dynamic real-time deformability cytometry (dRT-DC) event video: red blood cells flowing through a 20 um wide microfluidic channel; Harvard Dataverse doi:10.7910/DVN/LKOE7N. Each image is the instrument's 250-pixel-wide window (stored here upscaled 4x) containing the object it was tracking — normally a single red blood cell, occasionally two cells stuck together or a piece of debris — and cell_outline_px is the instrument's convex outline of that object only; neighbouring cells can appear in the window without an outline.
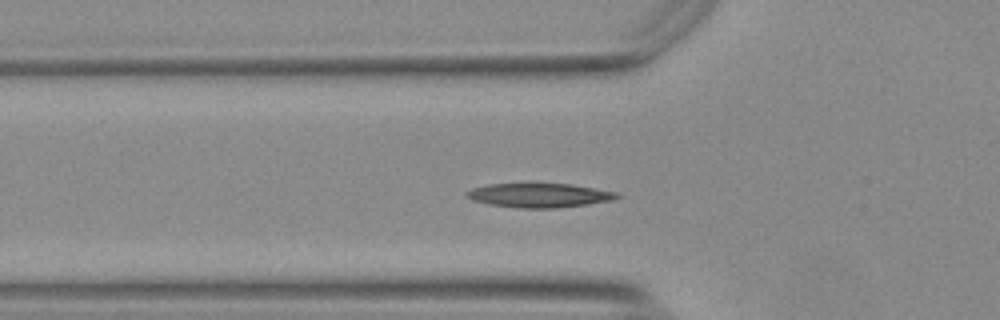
{"species": "Egyptian fruit bat (a non-hibernating species)", "species_latin": "Rousettus aegyptiacus", "temperature_condition": "warm", "stored_images_in_passage": 46, "camera_frame_rate_fps": 3000, "um_per_image_px": 0.085, "animal": {"sex": "female"}, "frame": {"image": 1, "passage_image": 9, "time_ms": 2.667, "image_size_px": [1000, 320], "cell_outline_px": [[620, 196], [612, 200], [588, 204], [556, 208], [516, 208], [488, 204], [472, 200], [464, 196], [464, 192], [472, 188], [488, 184], [572, 184], [616, 192]], "centroid_in_image_um": [45.78, 16.61], "position_along_channel_um": 80.0, "area_um2": 21.15}}
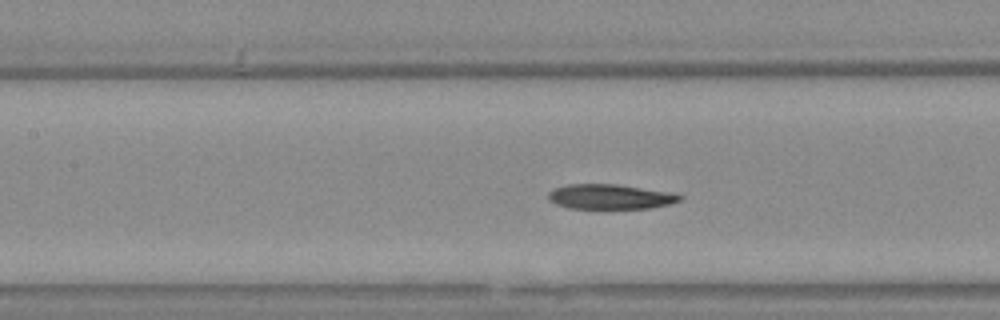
{"frame": {"image": 2, "passage_image": 15, "time_ms": 4.667, "image_size_px": [1000, 320], "cell_outline_px": [[684, 196], [680, 200], [668, 204], [648, 208], [568, 208], [556, 204], [548, 200], [548, 192], [556, 188], [568, 184], [616, 184], [672, 192]], "centroid_in_image_um": [51.85, 16.71], "position_along_channel_um": 155.5, "area_um2": 18.96}}
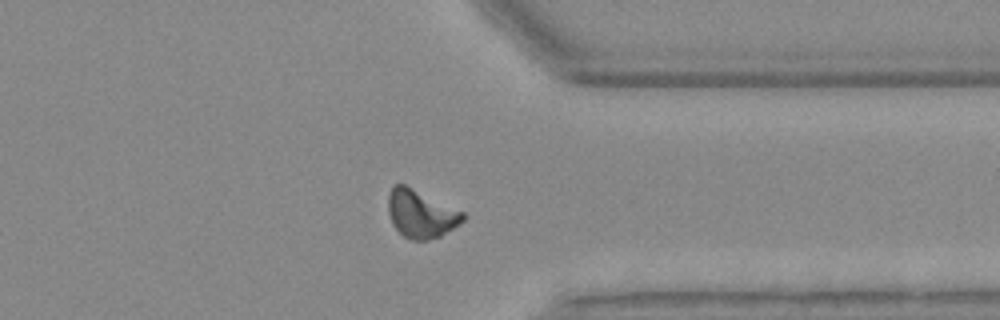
{"frame": {"image": 3, "passage_image": 33, "time_ms": 10.667, "image_size_px": [1000, 320], "cell_outline_px": [[464, 220], [460, 224], [440, 236], [428, 240], [408, 240], [392, 224], [388, 212], [388, 196], [392, 188], [396, 184], [404, 184], [464, 212]], "centroid_in_image_um": [35.77, 18.19], "position_along_channel_um": 375.6, "area_um2": 20.69}, "authors_computed_cell_mechanics": {"area_um2": 19.8832, "velocity_mm_per_s": 3.7445, "shape_relaxation_time_tau1_ms": 7.9051, "shape_relaxation_time_tau2_ms": 3.301, "deformation_change_tau1": 0.2158, "deformation_change_tau2": 0.0982}}